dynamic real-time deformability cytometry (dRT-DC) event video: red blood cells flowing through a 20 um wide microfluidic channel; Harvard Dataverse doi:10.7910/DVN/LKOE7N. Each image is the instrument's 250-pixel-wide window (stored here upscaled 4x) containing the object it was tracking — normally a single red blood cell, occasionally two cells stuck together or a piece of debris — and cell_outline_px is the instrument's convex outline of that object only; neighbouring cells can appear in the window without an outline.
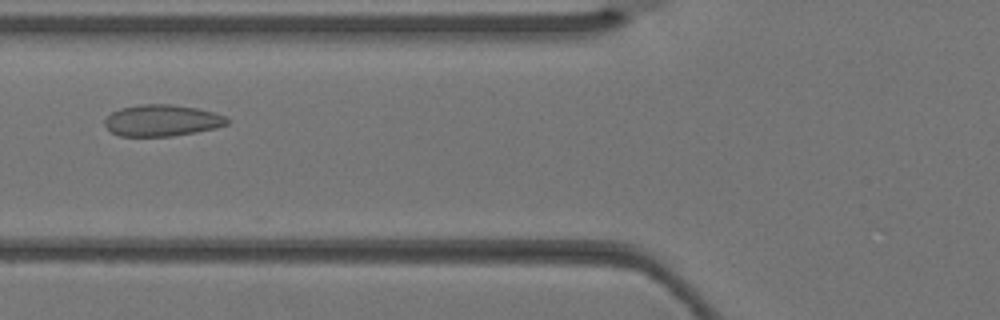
{"species": "Egyptian fruit bat (a non-hibernating species)", "species_latin": "Rousettus aegyptiacus", "temperature_condition": "warm", "stored_images_in_passage": 3, "camera_frame_rate_fps": 3000, "um_per_image_px": 0.085, "animal": {"sex": "female"}, "frame": {"image": 1, "passage_image": 3, "time_ms": 0.667, "image_size_px": [1000, 320], "cell_outline_px": [[228, 124], [216, 128], [196, 132], [172, 136], [120, 136], [112, 132], [104, 124], [104, 120], [112, 112], [120, 108], [136, 104], [172, 104], [196, 108], [216, 112], [224, 116], [228, 120]], "centroid_in_image_um": [13.77, 10.23], "position_along_channel_um": 112.0, "area_um2": 22.54}}